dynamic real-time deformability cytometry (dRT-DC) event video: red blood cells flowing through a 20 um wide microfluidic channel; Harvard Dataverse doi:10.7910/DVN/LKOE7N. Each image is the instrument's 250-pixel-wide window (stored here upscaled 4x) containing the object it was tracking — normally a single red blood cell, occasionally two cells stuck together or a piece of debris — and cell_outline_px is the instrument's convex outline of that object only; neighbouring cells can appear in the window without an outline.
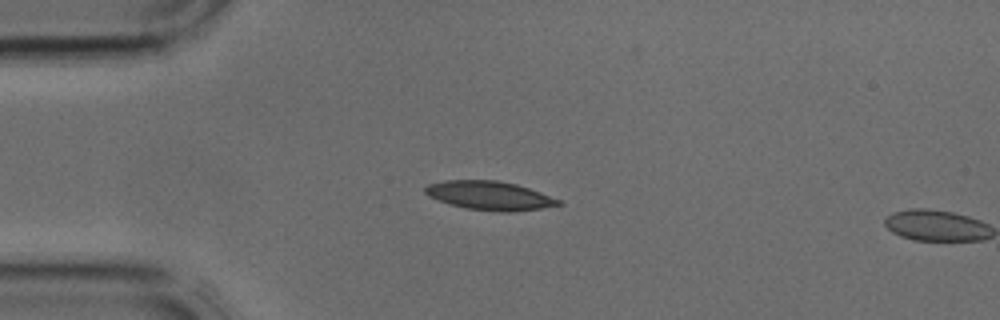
{"species": "common noctule bat (a hibernating species)", "species_latin": "Nyctalus noctula", "temperature_condition": "cold", "stored_images_in_passage": 3, "camera_frame_rate_fps": 3000, "um_per_image_px": 0.085, "animal": {"sex": "male", "body_mass_g": 17.9, "forearm_length_mm": 54.2}, "frame": {"image": 1, "passage_image": 2, "time_ms": 0.333, "image_size_px": [1000, 320], "cell_outline_px": [[564, 204], [540, 208], [512, 212], [504, 212], [464, 208], [428, 196], [424, 192], [424, 188], [428, 184], [444, 180], [496, 180], [516, 184], [540, 192], [560, 200]], "centroid_in_image_um": [41.61, 16.62], "position_along_channel_um": 43.4, "area_um2": 22.2}}